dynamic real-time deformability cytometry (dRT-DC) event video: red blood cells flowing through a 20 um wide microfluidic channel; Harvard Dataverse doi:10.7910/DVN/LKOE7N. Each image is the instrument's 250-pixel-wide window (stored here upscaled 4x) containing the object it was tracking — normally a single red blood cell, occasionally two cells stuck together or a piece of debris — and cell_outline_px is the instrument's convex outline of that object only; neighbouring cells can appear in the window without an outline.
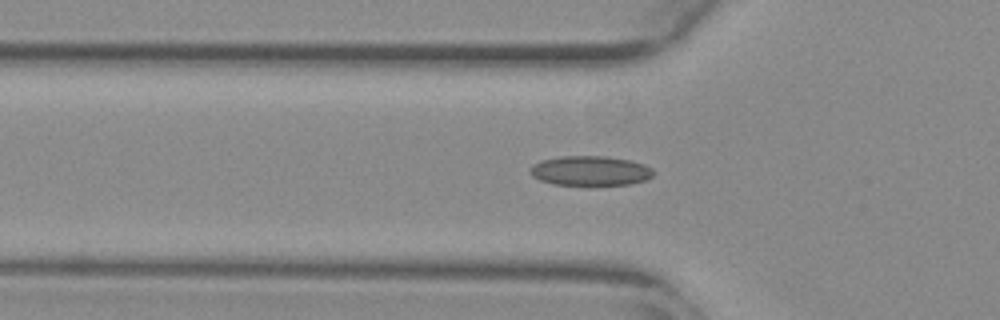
{"species": "common noctule bat (a hibernating species)", "species_latin": "Nyctalus noctula", "temperature_condition": "warm", "stored_images_in_passage": 20, "camera_frame_rate_fps": 3000, "um_per_image_px": 0.085, "animal": {"sex": "female", "body_mass_g": 29.2, "forearm_length_mm": 56.3}, "frame": {"image": 1, "passage_image": 3, "time_ms": 0.667, "image_size_px": [1000, 320], "cell_outline_px": [[652, 176], [644, 180], [632, 184], [588, 188], [552, 184], [540, 180], [532, 176], [528, 172], [528, 168], [532, 164], [540, 160], [560, 156], [604, 156], [628, 160], [644, 164], [652, 168]], "centroid_in_image_um": [50.11, 14.57], "position_along_channel_um": 75.7, "area_um2": 22.37}}
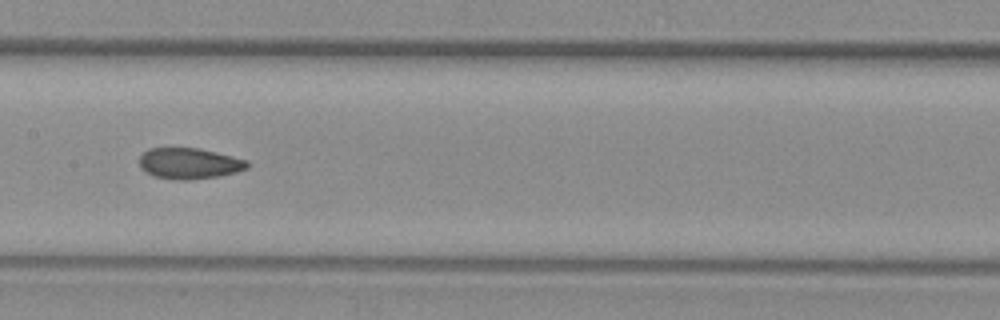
{"frame": {"image": 2, "passage_image": 12, "time_ms": 3.667, "image_size_px": [1000, 320], "cell_outline_px": [[248, 168], [236, 172], [220, 176], [188, 180], [180, 180], [152, 176], [140, 168], [140, 156], [148, 148], [200, 148], [248, 160]], "centroid_in_image_um": [16.08, 13.89], "position_along_channel_um": 191.3, "area_um2": 19.54}}
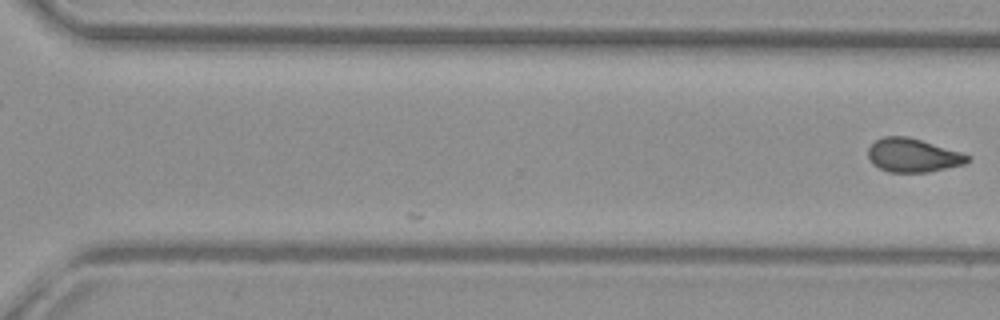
{"frame": {"image": 3, "passage_image": 20, "time_ms": 6.333, "image_size_px": [1000, 320], "cell_outline_px": [[972, 160], [964, 164], [928, 172], [888, 172], [872, 164], [868, 156], [868, 148], [876, 140], [884, 136], [908, 136], [960, 152], [972, 156]], "centroid_in_image_um": [77.6, 13.2], "position_along_channel_um": 293.0, "area_um2": 19.48}}